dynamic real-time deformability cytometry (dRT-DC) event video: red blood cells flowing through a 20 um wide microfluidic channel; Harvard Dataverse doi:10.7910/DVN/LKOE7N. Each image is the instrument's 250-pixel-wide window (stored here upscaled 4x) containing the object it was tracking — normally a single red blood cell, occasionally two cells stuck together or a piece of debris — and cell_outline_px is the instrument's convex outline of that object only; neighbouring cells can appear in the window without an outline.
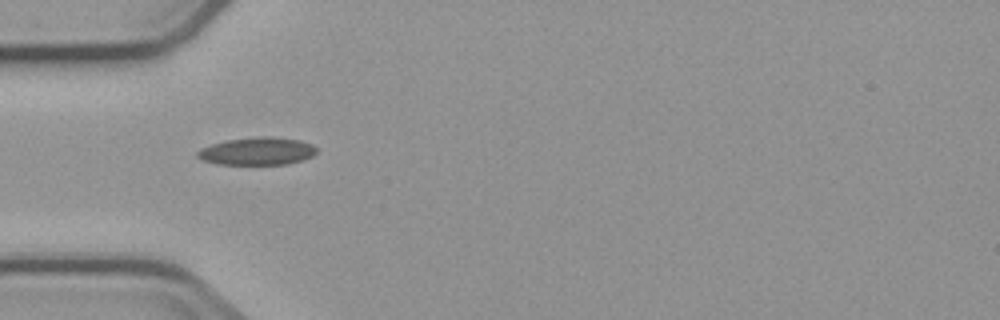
{"species": "common noctule bat (a hibernating species)", "species_latin": "Nyctalus noctula", "temperature_condition": "cold", "stored_images_in_passage": 2, "camera_frame_rate_fps": 3000, "um_per_image_px": 0.085, "animal": {"sex": "male", "body_mass_g": 23.1, "forearm_length_mm": 52.7}, "frame": {"image": 1, "passage_image": 1, "time_ms": 0.0, "image_size_px": [1000, 320], "cell_outline_px": [[316, 152], [312, 156], [300, 160], [284, 164], [216, 164], [204, 160], [196, 156], [196, 152], [200, 148], [212, 144], [228, 140], [260, 136], [272, 136], [300, 140], [312, 144], [316, 148]], "centroid_in_image_um": [21.85, 12.84], "position_along_channel_um": 63.2, "area_um2": 19.07}}
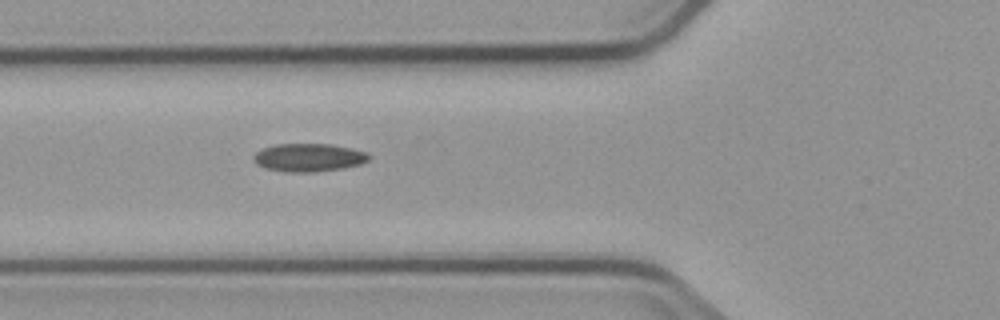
{"frame": {"image": 2, "passage_image": 2, "time_ms": 1.0, "image_size_px": [1000, 320], "cell_outline_px": [[372, 156], [368, 160], [360, 164], [340, 168], [312, 172], [284, 172], [264, 168], [256, 164], [252, 160], [252, 156], [256, 152], [264, 148], [276, 144], [332, 144], [352, 148], [368, 152]], "centroid_in_image_um": [26.23, 13.38], "position_along_channel_um": 99.6, "area_um2": 19.02}}